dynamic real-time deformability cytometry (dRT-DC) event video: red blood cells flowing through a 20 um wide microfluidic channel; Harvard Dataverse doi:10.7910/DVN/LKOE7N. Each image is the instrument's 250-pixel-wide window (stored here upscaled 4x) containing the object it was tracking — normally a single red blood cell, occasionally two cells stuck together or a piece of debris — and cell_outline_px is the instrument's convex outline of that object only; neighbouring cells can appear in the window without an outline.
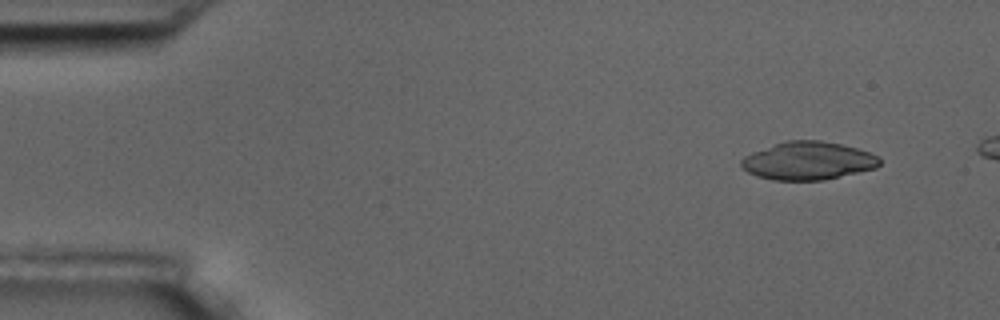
{"species": "common noctule bat (a hibernating species)", "species_latin": "Nyctalus noctula", "temperature_condition": "room temperature", "stored_images_in_passage": 3, "camera_frame_rate_fps": 3000, "um_per_image_px": 0.085, "animal": {"sex": "male", "body_mass_g": 17.5, "forearm_length_mm": 52.3}, "frame": {"image": 1, "passage_image": 1, "time_ms": 0.0, "image_size_px": [1000, 320], "cell_outline_px": [[880, 164], [876, 168], [824, 180], [772, 180], [756, 176], [748, 172], [740, 164], [740, 160], [744, 156], [752, 152], [788, 140], [820, 140], [840, 144], [856, 148], [868, 152], [876, 156], [880, 160]], "centroid_in_image_um": [68.66, 13.67], "position_along_channel_um": 16.3, "area_um2": 30.46}}